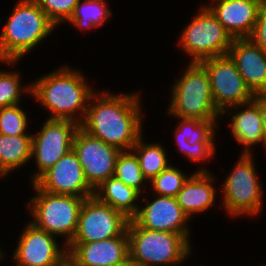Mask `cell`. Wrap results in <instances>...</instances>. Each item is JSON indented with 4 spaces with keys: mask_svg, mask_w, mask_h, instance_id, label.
Masks as SVG:
<instances>
[{
    "mask_svg": "<svg viewBox=\"0 0 266 266\" xmlns=\"http://www.w3.org/2000/svg\"><path fill=\"white\" fill-rule=\"evenodd\" d=\"M98 96L92 94L97 102L88 106L80 128L121 151L131 150L142 134L138 93L116 96L103 92Z\"/></svg>",
    "mask_w": 266,
    "mask_h": 266,
    "instance_id": "6da1fadb",
    "label": "cell"
},
{
    "mask_svg": "<svg viewBox=\"0 0 266 266\" xmlns=\"http://www.w3.org/2000/svg\"><path fill=\"white\" fill-rule=\"evenodd\" d=\"M24 90L51 111L49 119L72 120L78 124L83 122L88 108L86 103L93 94L82 73L67 66L41 77ZM78 110L82 115L75 119Z\"/></svg>",
    "mask_w": 266,
    "mask_h": 266,
    "instance_id": "7a4b0ae2",
    "label": "cell"
},
{
    "mask_svg": "<svg viewBox=\"0 0 266 266\" xmlns=\"http://www.w3.org/2000/svg\"><path fill=\"white\" fill-rule=\"evenodd\" d=\"M54 27L35 0H20L0 35V62L14 65Z\"/></svg>",
    "mask_w": 266,
    "mask_h": 266,
    "instance_id": "3957f363",
    "label": "cell"
},
{
    "mask_svg": "<svg viewBox=\"0 0 266 266\" xmlns=\"http://www.w3.org/2000/svg\"><path fill=\"white\" fill-rule=\"evenodd\" d=\"M129 261L133 266L177 265L190 252L189 241L181 234L154 231L127 224Z\"/></svg>",
    "mask_w": 266,
    "mask_h": 266,
    "instance_id": "277c9868",
    "label": "cell"
},
{
    "mask_svg": "<svg viewBox=\"0 0 266 266\" xmlns=\"http://www.w3.org/2000/svg\"><path fill=\"white\" fill-rule=\"evenodd\" d=\"M171 92L168 114L179 119L217 120L220 117L212 97L208 72L199 62H190Z\"/></svg>",
    "mask_w": 266,
    "mask_h": 266,
    "instance_id": "5b68a950",
    "label": "cell"
},
{
    "mask_svg": "<svg viewBox=\"0 0 266 266\" xmlns=\"http://www.w3.org/2000/svg\"><path fill=\"white\" fill-rule=\"evenodd\" d=\"M33 187L37 196L29 203L34 218L31 223L53 236L65 235L67 246L76 233L79 212L85 198L52 194L41 190L35 183Z\"/></svg>",
    "mask_w": 266,
    "mask_h": 266,
    "instance_id": "8992f818",
    "label": "cell"
},
{
    "mask_svg": "<svg viewBox=\"0 0 266 266\" xmlns=\"http://www.w3.org/2000/svg\"><path fill=\"white\" fill-rule=\"evenodd\" d=\"M183 51L192 56L191 62L227 55L233 38L213 13L203 6L180 37Z\"/></svg>",
    "mask_w": 266,
    "mask_h": 266,
    "instance_id": "52a82bcc",
    "label": "cell"
},
{
    "mask_svg": "<svg viewBox=\"0 0 266 266\" xmlns=\"http://www.w3.org/2000/svg\"><path fill=\"white\" fill-rule=\"evenodd\" d=\"M199 63L208 72L214 104L222 115L229 108L237 109L253 101L255 94L246 85L228 54L207 58Z\"/></svg>",
    "mask_w": 266,
    "mask_h": 266,
    "instance_id": "ba28073f",
    "label": "cell"
},
{
    "mask_svg": "<svg viewBox=\"0 0 266 266\" xmlns=\"http://www.w3.org/2000/svg\"><path fill=\"white\" fill-rule=\"evenodd\" d=\"M251 153H243L223 184L224 208L230 216L255 215L262 207V189Z\"/></svg>",
    "mask_w": 266,
    "mask_h": 266,
    "instance_id": "9c48e42d",
    "label": "cell"
},
{
    "mask_svg": "<svg viewBox=\"0 0 266 266\" xmlns=\"http://www.w3.org/2000/svg\"><path fill=\"white\" fill-rule=\"evenodd\" d=\"M129 219L95 196L86 198L81 206L77 229L70 243H90L121 236Z\"/></svg>",
    "mask_w": 266,
    "mask_h": 266,
    "instance_id": "30bf717a",
    "label": "cell"
},
{
    "mask_svg": "<svg viewBox=\"0 0 266 266\" xmlns=\"http://www.w3.org/2000/svg\"><path fill=\"white\" fill-rule=\"evenodd\" d=\"M80 124L72 120L47 119L39 134L32 135V158L38 167L33 183L73 147Z\"/></svg>",
    "mask_w": 266,
    "mask_h": 266,
    "instance_id": "8fae6325",
    "label": "cell"
},
{
    "mask_svg": "<svg viewBox=\"0 0 266 266\" xmlns=\"http://www.w3.org/2000/svg\"><path fill=\"white\" fill-rule=\"evenodd\" d=\"M72 149L93 189L114 176L116 159L121 152L117 147L106 144L79 128L74 136Z\"/></svg>",
    "mask_w": 266,
    "mask_h": 266,
    "instance_id": "7c38bea8",
    "label": "cell"
},
{
    "mask_svg": "<svg viewBox=\"0 0 266 266\" xmlns=\"http://www.w3.org/2000/svg\"><path fill=\"white\" fill-rule=\"evenodd\" d=\"M41 190L52 194L74 195L83 198L94 196L76 153L70 150L35 182Z\"/></svg>",
    "mask_w": 266,
    "mask_h": 266,
    "instance_id": "4fadbf2b",
    "label": "cell"
},
{
    "mask_svg": "<svg viewBox=\"0 0 266 266\" xmlns=\"http://www.w3.org/2000/svg\"><path fill=\"white\" fill-rule=\"evenodd\" d=\"M68 250H60L53 235L28 223L14 252L16 266H55Z\"/></svg>",
    "mask_w": 266,
    "mask_h": 266,
    "instance_id": "5bb4252c",
    "label": "cell"
},
{
    "mask_svg": "<svg viewBox=\"0 0 266 266\" xmlns=\"http://www.w3.org/2000/svg\"><path fill=\"white\" fill-rule=\"evenodd\" d=\"M132 220L142 228L181 234L189 241L186 227L189 217L174 197L158 196L154 201L138 209Z\"/></svg>",
    "mask_w": 266,
    "mask_h": 266,
    "instance_id": "9a60e30c",
    "label": "cell"
},
{
    "mask_svg": "<svg viewBox=\"0 0 266 266\" xmlns=\"http://www.w3.org/2000/svg\"><path fill=\"white\" fill-rule=\"evenodd\" d=\"M68 255L79 266H119L129 260L127 230L118 237L90 243H69Z\"/></svg>",
    "mask_w": 266,
    "mask_h": 266,
    "instance_id": "2e32d148",
    "label": "cell"
},
{
    "mask_svg": "<svg viewBox=\"0 0 266 266\" xmlns=\"http://www.w3.org/2000/svg\"><path fill=\"white\" fill-rule=\"evenodd\" d=\"M228 55L254 94L266 90V52L248 38L233 39Z\"/></svg>",
    "mask_w": 266,
    "mask_h": 266,
    "instance_id": "e0dca14e",
    "label": "cell"
},
{
    "mask_svg": "<svg viewBox=\"0 0 266 266\" xmlns=\"http://www.w3.org/2000/svg\"><path fill=\"white\" fill-rule=\"evenodd\" d=\"M207 8L233 39L248 38L256 24L263 0H214Z\"/></svg>",
    "mask_w": 266,
    "mask_h": 266,
    "instance_id": "ac0fdd59",
    "label": "cell"
},
{
    "mask_svg": "<svg viewBox=\"0 0 266 266\" xmlns=\"http://www.w3.org/2000/svg\"><path fill=\"white\" fill-rule=\"evenodd\" d=\"M213 178L206 168L200 169L189 176L178 192L177 202L189 218L205 211L215 202L216 191L211 184Z\"/></svg>",
    "mask_w": 266,
    "mask_h": 266,
    "instance_id": "d6986e66",
    "label": "cell"
},
{
    "mask_svg": "<svg viewBox=\"0 0 266 266\" xmlns=\"http://www.w3.org/2000/svg\"><path fill=\"white\" fill-rule=\"evenodd\" d=\"M94 196L100 202L121 212L129 220L137 214L139 209L134 202L140 197V193L115 176L109 177L97 186L94 189Z\"/></svg>",
    "mask_w": 266,
    "mask_h": 266,
    "instance_id": "ffe728a7",
    "label": "cell"
},
{
    "mask_svg": "<svg viewBox=\"0 0 266 266\" xmlns=\"http://www.w3.org/2000/svg\"><path fill=\"white\" fill-rule=\"evenodd\" d=\"M242 106L249 108L246 107L232 116L230 128L234 138L246 147L243 153L249 154V147L252 145L259 142L265 145L263 123L259 106L254 101Z\"/></svg>",
    "mask_w": 266,
    "mask_h": 266,
    "instance_id": "44dd1931",
    "label": "cell"
},
{
    "mask_svg": "<svg viewBox=\"0 0 266 266\" xmlns=\"http://www.w3.org/2000/svg\"><path fill=\"white\" fill-rule=\"evenodd\" d=\"M32 158V135L0 134V176L6 175Z\"/></svg>",
    "mask_w": 266,
    "mask_h": 266,
    "instance_id": "7402d4cb",
    "label": "cell"
},
{
    "mask_svg": "<svg viewBox=\"0 0 266 266\" xmlns=\"http://www.w3.org/2000/svg\"><path fill=\"white\" fill-rule=\"evenodd\" d=\"M131 151L135 152L142 174L147 181H150L169 166L163 146L156 143H143L142 135L132 147Z\"/></svg>",
    "mask_w": 266,
    "mask_h": 266,
    "instance_id": "603a6c76",
    "label": "cell"
},
{
    "mask_svg": "<svg viewBox=\"0 0 266 266\" xmlns=\"http://www.w3.org/2000/svg\"><path fill=\"white\" fill-rule=\"evenodd\" d=\"M111 16L104 0H83L82 4L79 0L68 21L80 29L95 28L103 25L104 20Z\"/></svg>",
    "mask_w": 266,
    "mask_h": 266,
    "instance_id": "cb8c5ba5",
    "label": "cell"
},
{
    "mask_svg": "<svg viewBox=\"0 0 266 266\" xmlns=\"http://www.w3.org/2000/svg\"><path fill=\"white\" fill-rule=\"evenodd\" d=\"M181 123L176 129L178 146H185L186 142L193 145L195 142H214V125L216 120H199L181 118Z\"/></svg>",
    "mask_w": 266,
    "mask_h": 266,
    "instance_id": "d4e9b609",
    "label": "cell"
},
{
    "mask_svg": "<svg viewBox=\"0 0 266 266\" xmlns=\"http://www.w3.org/2000/svg\"><path fill=\"white\" fill-rule=\"evenodd\" d=\"M114 176L140 194L142 192L141 186L147 180L142 174L138 158L131 150H123L119 153Z\"/></svg>",
    "mask_w": 266,
    "mask_h": 266,
    "instance_id": "484cf974",
    "label": "cell"
},
{
    "mask_svg": "<svg viewBox=\"0 0 266 266\" xmlns=\"http://www.w3.org/2000/svg\"><path fill=\"white\" fill-rule=\"evenodd\" d=\"M188 178L180 169L169 165L157 176L153 177L150 182L158 196L176 198Z\"/></svg>",
    "mask_w": 266,
    "mask_h": 266,
    "instance_id": "4316f807",
    "label": "cell"
},
{
    "mask_svg": "<svg viewBox=\"0 0 266 266\" xmlns=\"http://www.w3.org/2000/svg\"><path fill=\"white\" fill-rule=\"evenodd\" d=\"M27 115L18 105L0 108V134L28 135L25 134Z\"/></svg>",
    "mask_w": 266,
    "mask_h": 266,
    "instance_id": "83f0119b",
    "label": "cell"
},
{
    "mask_svg": "<svg viewBox=\"0 0 266 266\" xmlns=\"http://www.w3.org/2000/svg\"><path fill=\"white\" fill-rule=\"evenodd\" d=\"M48 19L57 26L68 21L74 13L79 0H35Z\"/></svg>",
    "mask_w": 266,
    "mask_h": 266,
    "instance_id": "f1b7e54d",
    "label": "cell"
},
{
    "mask_svg": "<svg viewBox=\"0 0 266 266\" xmlns=\"http://www.w3.org/2000/svg\"><path fill=\"white\" fill-rule=\"evenodd\" d=\"M15 72H0V108L18 105L21 99V83Z\"/></svg>",
    "mask_w": 266,
    "mask_h": 266,
    "instance_id": "f546056e",
    "label": "cell"
},
{
    "mask_svg": "<svg viewBox=\"0 0 266 266\" xmlns=\"http://www.w3.org/2000/svg\"><path fill=\"white\" fill-rule=\"evenodd\" d=\"M178 149L186 155L188 159L197 162L212 157L214 155L215 146L214 142H195L193 145L186 142L185 146H178Z\"/></svg>",
    "mask_w": 266,
    "mask_h": 266,
    "instance_id": "4dcf8cb0",
    "label": "cell"
},
{
    "mask_svg": "<svg viewBox=\"0 0 266 266\" xmlns=\"http://www.w3.org/2000/svg\"><path fill=\"white\" fill-rule=\"evenodd\" d=\"M248 39L266 52V0L259 7L256 24Z\"/></svg>",
    "mask_w": 266,
    "mask_h": 266,
    "instance_id": "1f68e13d",
    "label": "cell"
},
{
    "mask_svg": "<svg viewBox=\"0 0 266 266\" xmlns=\"http://www.w3.org/2000/svg\"><path fill=\"white\" fill-rule=\"evenodd\" d=\"M253 101L259 106V111L263 123L265 147H266V95L255 94Z\"/></svg>",
    "mask_w": 266,
    "mask_h": 266,
    "instance_id": "d6a6232c",
    "label": "cell"
},
{
    "mask_svg": "<svg viewBox=\"0 0 266 266\" xmlns=\"http://www.w3.org/2000/svg\"><path fill=\"white\" fill-rule=\"evenodd\" d=\"M55 266H79L68 254Z\"/></svg>",
    "mask_w": 266,
    "mask_h": 266,
    "instance_id": "836d02e7",
    "label": "cell"
},
{
    "mask_svg": "<svg viewBox=\"0 0 266 266\" xmlns=\"http://www.w3.org/2000/svg\"><path fill=\"white\" fill-rule=\"evenodd\" d=\"M119 266H133L130 261L128 260L125 264L119 265Z\"/></svg>",
    "mask_w": 266,
    "mask_h": 266,
    "instance_id": "e575fe53",
    "label": "cell"
}]
</instances>
